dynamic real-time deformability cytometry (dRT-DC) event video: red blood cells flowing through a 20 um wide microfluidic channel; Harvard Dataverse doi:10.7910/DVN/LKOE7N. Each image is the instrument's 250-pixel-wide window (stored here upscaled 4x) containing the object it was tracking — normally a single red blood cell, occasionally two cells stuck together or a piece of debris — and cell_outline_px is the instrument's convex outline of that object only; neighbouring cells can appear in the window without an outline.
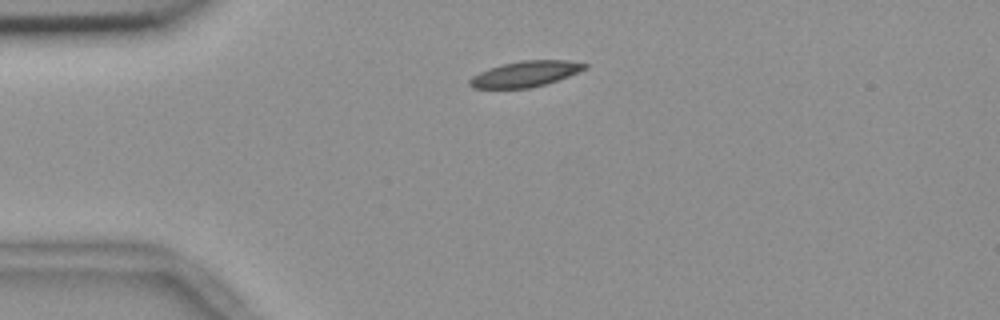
{"species": "common noctule bat (a hibernating species)", "species_latin": "Nyctalus noctula", "temperature_condition": "room temperature", "stored_images_in_passage": 2, "camera_frame_rate_fps": 3000, "um_per_image_px": 0.085, "animal": {"sex": "female", "body_mass_g": 18.4}, "frame": {"image": 1, "passage_image": 1, "time_ms": 0.0, "image_size_px": [1000, 320], "cell_outline_px": [[588, 68], [568, 76], [544, 84], [528, 88], [472, 88], [468, 84], [468, 80], [472, 76], [488, 68], [520, 60], [568, 60], [588, 64]], "centroid_in_image_um": [44.64, 6.27], "position_along_channel_um": 40.4, "area_um2": 17.17}}